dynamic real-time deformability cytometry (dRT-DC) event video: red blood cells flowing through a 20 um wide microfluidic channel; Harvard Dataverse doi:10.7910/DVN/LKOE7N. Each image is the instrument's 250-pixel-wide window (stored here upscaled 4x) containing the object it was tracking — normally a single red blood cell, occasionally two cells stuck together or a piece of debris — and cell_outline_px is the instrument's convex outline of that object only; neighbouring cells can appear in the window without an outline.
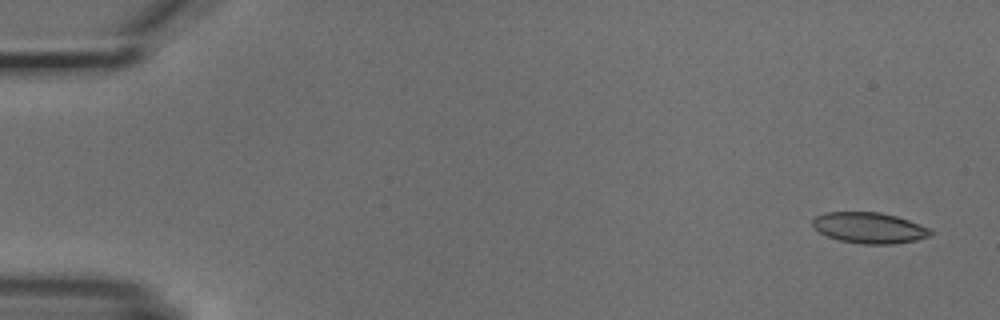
{"species": "common noctule bat (a hibernating species)", "species_latin": "Nyctalus noctula", "temperature_condition": "cold", "stored_images_in_passage": 6, "camera_frame_rate_fps": 3000, "um_per_image_px": 0.085, "animal": {"sex": "male", "body_mass_g": 18.8}, "frame": {"image": 1, "passage_image": 1, "time_ms": 0.0, "image_size_px": [1000, 320], "cell_outline_px": [[932, 232], [928, 236], [916, 240], [896, 244], [860, 244], [840, 240], [828, 236], [812, 228], [812, 220], [816, 216], [824, 212], [880, 212], [896, 216], [920, 224], [928, 228]], "centroid_in_image_um": [73.85, 19.36], "position_along_channel_um": 11.1, "area_um2": 21.21}}
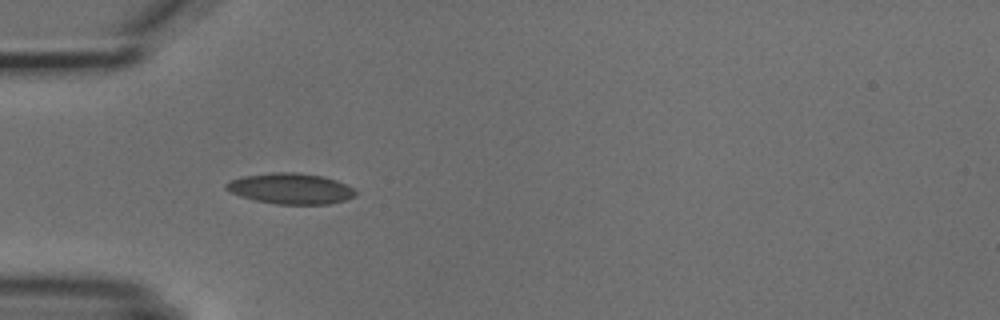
{"frame": {"image": 2, "passage_image": 5, "time_ms": 4.667, "image_size_px": [1000, 320], "cell_outline_px": [[356, 196], [344, 200], [328, 204], [276, 204], [256, 200], [240, 196], [224, 188], [224, 184], [232, 180], [244, 176], [272, 172], [296, 172], [324, 176], [336, 180], [352, 188], [356, 192]], "centroid_in_image_um": [24.7, 16.02], "position_along_channel_um": 60.3, "area_um2": 23.06}}
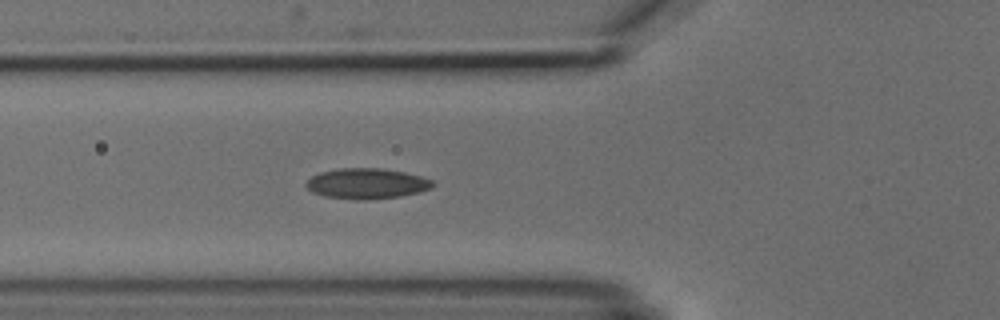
{"frame": {"image": 3, "passage_image": 6, "time_ms": 5.667, "image_size_px": [1000, 320], "cell_outline_px": [[436, 184], [432, 188], [420, 192], [400, 196], [364, 200], [356, 200], [324, 196], [312, 192], [304, 184], [312, 176], [320, 172], [340, 168], [380, 168], [404, 172], [420, 176], [432, 180]], "centroid_in_image_um": [31.18, 15.6], "position_along_channel_um": 94.6, "area_um2": 22.54}}